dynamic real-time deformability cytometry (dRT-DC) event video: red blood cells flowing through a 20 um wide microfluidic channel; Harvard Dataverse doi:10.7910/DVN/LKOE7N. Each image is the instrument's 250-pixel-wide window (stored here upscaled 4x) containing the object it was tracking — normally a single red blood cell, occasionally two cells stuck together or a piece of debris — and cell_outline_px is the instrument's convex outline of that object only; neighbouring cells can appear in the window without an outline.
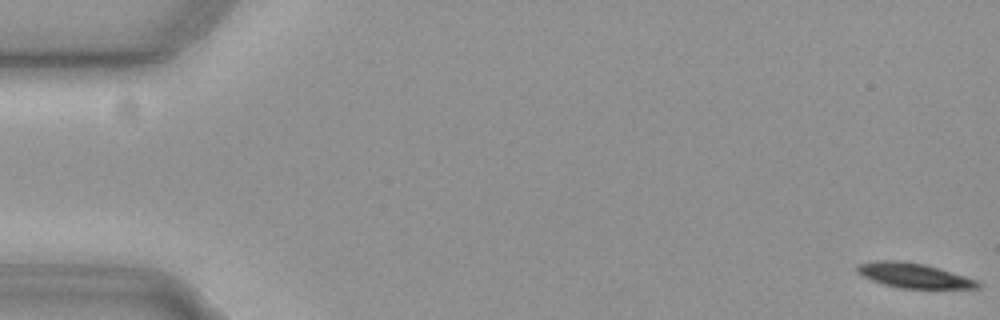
{"species": "common noctule bat (a hibernating species)", "species_latin": "Nyctalus noctula", "temperature_condition": "cold", "stored_images_in_passage": 19, "camera_frame_rate_fps": 3000, "um_per_image_px": 0.085, "animal": {"sex": "female", "body_mass_g": 19.3, "forearm_length_mm": 54.1}, "frame": {"image": 1, "passage_image": 1, "time_ms": 0.0, "image_size_px": [1000, 320], "cell_outline_px": [[980, 288], [900, 288], [884, 284], [872, 280], [856, 272], [856, 264], [880, 260], [900, 260], [924, 264], [940, 268], [976, 280], [980, 284]], "centroid_in_image_um": [77.64, 23.4], "position_along_channel_um": 7.4, "area_um2": 17.28}}
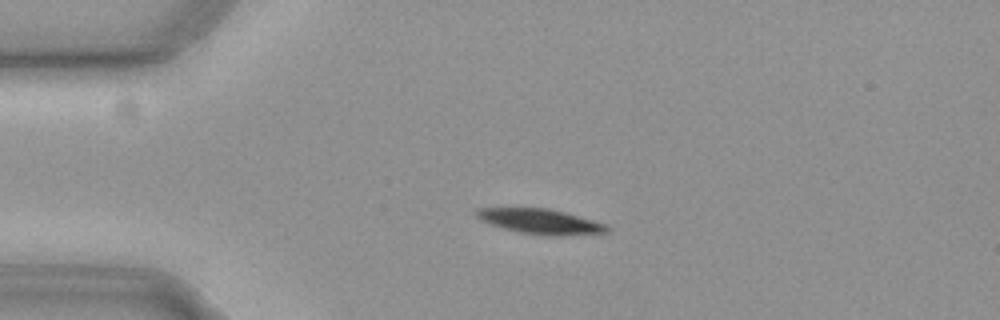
{"frame": {"image": 2, "passage_image": 14, "time_ms": 4.333, "image_size_px": [1000, 320], "cell_outline_px": [[608, 232], [564, 236], [552, 236], [520, 232], [488, 224], [480, 220], [476, 216], [476, 212], [480, 208], [548, 208], [564, 212], [608, 224]], "centroid_in_image_um": [45.95, 18.83], "position_along_channel_um": 39.0, "area_um2": 18.96}}